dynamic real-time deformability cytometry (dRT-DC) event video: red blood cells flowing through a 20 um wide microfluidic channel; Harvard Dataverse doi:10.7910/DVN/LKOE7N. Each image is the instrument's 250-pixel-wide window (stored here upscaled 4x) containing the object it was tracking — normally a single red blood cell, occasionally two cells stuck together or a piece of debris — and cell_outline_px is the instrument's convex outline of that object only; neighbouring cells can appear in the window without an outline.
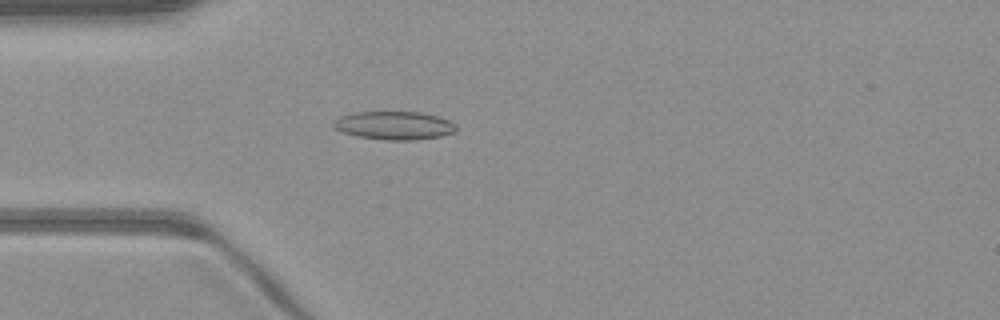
{"species": "common noctule bat (a hibernating species)", "species_latin": "Nyctalus noctula", "temperature_condition": "warm", "stored_images_in_passage": 50, "camera_frame_rate_fps": 3000, "um_per_image_px": 0.085, "animal": {"sex": "male", "body_mass_g": 23.1, "forearm_length_mm": 52.7}, "frame": {"image": 1, "passage_image": 14, "time_ms": 4.333, "image_size_px": [1000, 320], "cell_outline_px": [[456, 132], [440, 136], [416, 140], [384, 140], [356, 136], [344, 132], [336, 128], [332, 124], [340, 116], [356, 112], [424, 112], [448, 120], [456, 124]], "centroid_in_image_um": [33.54, 10.67], "position_along_channel_um": 51.5, "area_um2": 20.17}}
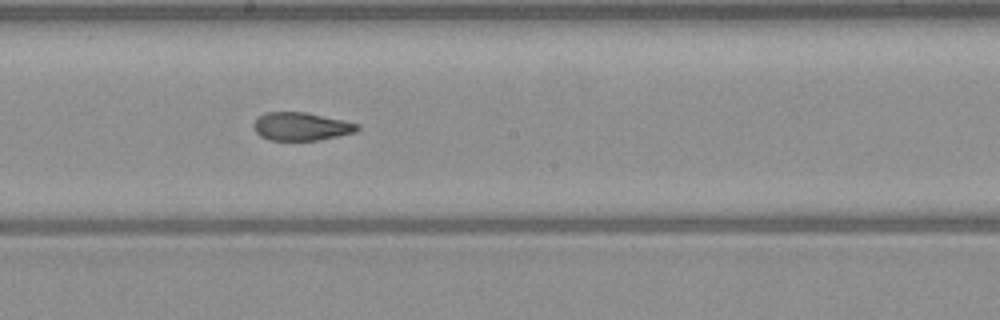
{"frame": {"image": 2, "passage_image": 27, "time_ms": 8.667, "image_size_px": [1000, 320], "cell_outline_px": [[360, 128], [356, 132], [320, 140], [268, 140], [260, 136], [252, 128], [252, 124], [256, 116], [264, 112], [304, 112], [344, 120], [360, 124]], "centroid_in_image_um": [25.56, 10.74], "position_along_channel_um": 222.6, "area_um2": 17.28}}
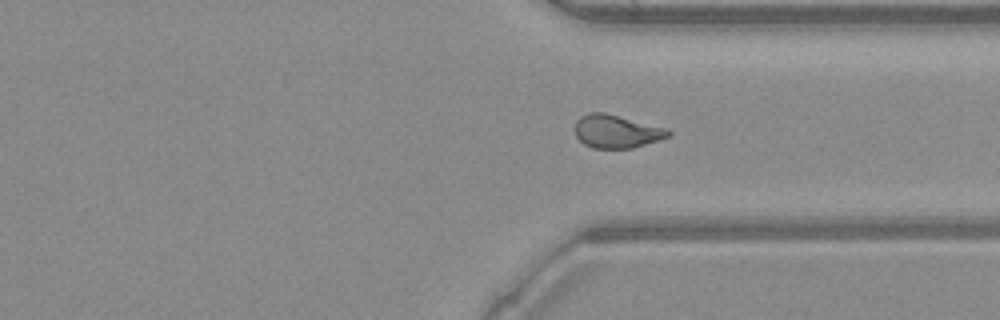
{"frame": {"image": 3, "passage_image": 37, "time_ms": 12.0, "image_size_px": [1000, 320], "cell_outline_px": [[672, 136], [632, 148], [592, 148], [584, 144], [576, 136], [576, 120], [580, 116], [588, 112], [604, 112], [668, 128], [672, 132]], "centroid_in_image_um": [52.43, 11.16], "position_along_channel_um": 359.0, "area_um2": 18.15}, "authors_computed_cell_mechanics": {"area_um2": 18.496, "velocity_mm_per_s": 4.0998, "shape_relaxation_time_tau1_ms": null, "shape_relaxation_time_tau2_ms": 1.9075, "deformation_change_tau1": null, "deformation_change_tau2": 0.0916}}